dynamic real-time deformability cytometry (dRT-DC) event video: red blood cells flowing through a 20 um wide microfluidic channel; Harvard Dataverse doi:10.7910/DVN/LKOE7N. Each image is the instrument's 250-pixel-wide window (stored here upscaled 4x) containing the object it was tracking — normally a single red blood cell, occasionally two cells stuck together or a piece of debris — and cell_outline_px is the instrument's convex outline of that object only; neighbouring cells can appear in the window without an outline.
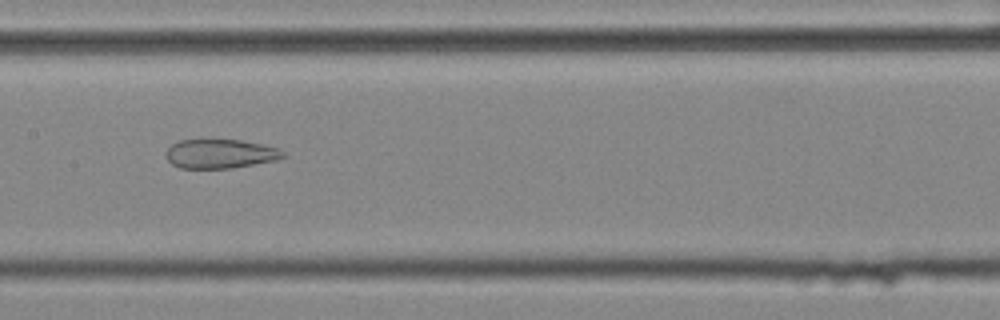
{"species": "common noctule bat (a hibernating species)", "species_latin": "Nyctalus noctula", "temperature_condition": "cold", "stored_images_in_passage": 56, "camera_frame_rate_fps": 3000, "um_per_image_px": 0.085, "animal": {"sex": "female", "body_mass_g": 25.1}, "frame": {"image": 1, "passage_image": 28, "time_ms": 9.0, "image_size_px": [1000, 320], "cell_outline_px": [[280, 156], [268, 160], [248, 164], [224, 168], [184, 168], [168, 160], [168, 152], [176, 144], [184, 140], [236, 140], [256, 144], [272, 148]], "centroid_in_image_um": [18.57, 13.07], "position_along_channel_um": 188.8, "area_um2": 17.86}}
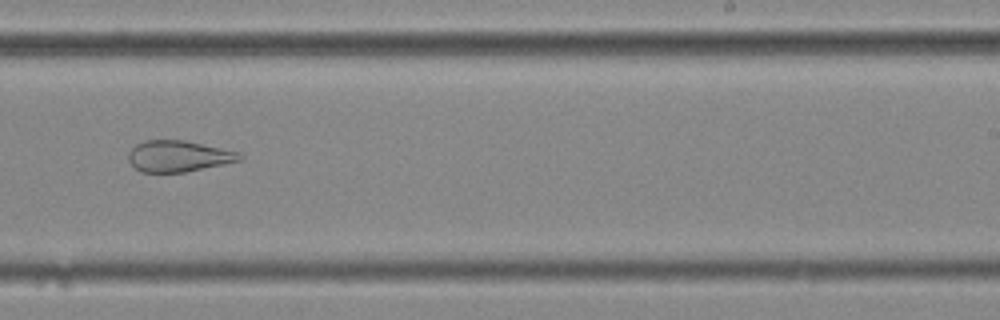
{"frame": {"image": 2, "passage_image": 35, "time_ms": 11.333, "image_size_px": [1000, 320], "cell_outline_px": [[236, 160], [180, 172], [144, 172], [136, 168], [132, 164], [132, 152], [140, 144], [152, 140], [176, 140], [196, 144], [232, 152]], "centroid_in_image_um": [15.02, 13.29], "position_along_channel_um": 274.0, "area_um2": 17.86}}
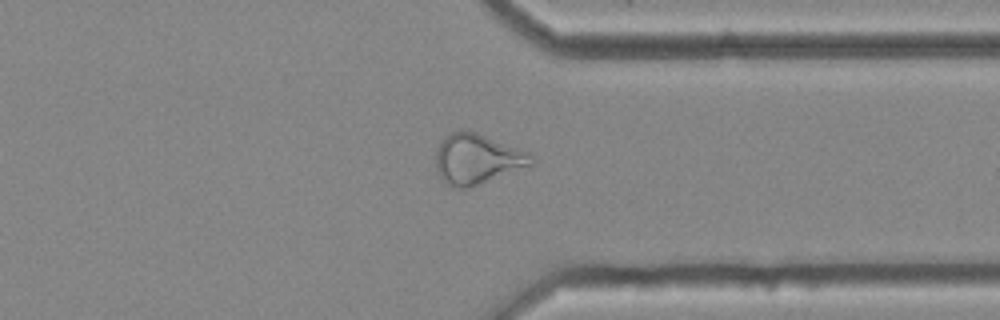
{"frame": {"image": 3, "passage_image": 43, "time_ms": 14.0, "image_size_px": [1000, 320], "cell_outline_px": [[508, 164], [480, 180], [472, 184], [460, 184], [452, 180], [444, 172], [440, 164], [440, 152], [444, 144], [452, 136], [476, 136], [504, 152]], "centroid_in_image_um": [39.98, 13.53], "position_along_channel_um": 371.4, "area_um2": 17.17}, "authors_computed_cell_mechanics": {"area_um2": 17.8602, "velocity_mm_per_s": 3.6597, "shape_relaxation_time_tau1_ms": null, "shape_relaxation_time_tau2_ms": 2.2345, "deformation_change_tau1": null, "deformation_change_tau2": 0.0825}}